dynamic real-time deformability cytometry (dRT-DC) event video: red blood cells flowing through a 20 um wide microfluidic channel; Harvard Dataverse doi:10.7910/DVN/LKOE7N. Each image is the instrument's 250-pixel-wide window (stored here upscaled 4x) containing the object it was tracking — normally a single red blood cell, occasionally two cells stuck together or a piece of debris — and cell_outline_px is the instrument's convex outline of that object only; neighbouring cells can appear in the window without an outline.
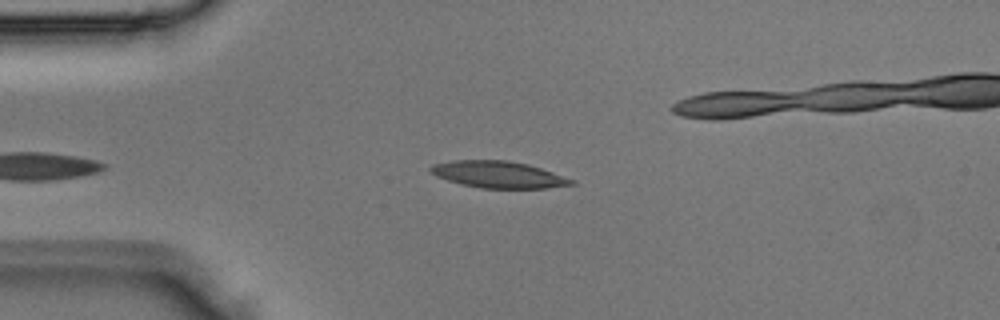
{"species": "Egyptian fruit bat (a non-hibernating species)", "species_latin": "Rousettus aegyptiacus", "temperature_condition": "room temperature", "stored_images_in_passage": 6, "camera_frame_rate_fps": 3000, "um_per_image_px": 0.085, "animal": {"sex": "male"}, "frame": {"image": 1, "passage_image": 3, "time_ms": 0.667, "image_size_px": [1000, 320], "cell_outline_px": [[576, 184], [544, 188], [480, 188], [460, 184], [436, 176], [428, 168], [432, 164], [452, 160], [508, 160], [528, 164], [576, 180]], "centroid_in_image_um": [42.36, 14.83], "position_along_channel_um": 42.6, "area_um2": 21.96}}
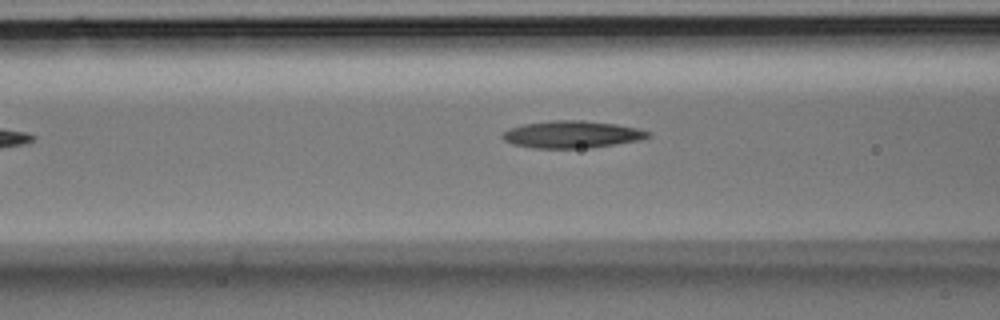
{"frame": {"image": 2, "passage_image": 6, "time_ms": 1.667, "image_size_px": [1000, 320], "cell_outline_px": [[652, 136], [640, 140], [592, 148], [532, 148], [512, 144], [504, 140], [500, 136], [508, 128], [524, 124], [552, 120], [584, 120], [616, 124], [636, 128], [648, 132]], "centroid_in_image_um": [48.59, 11.43], "position_along_channel_um": 118.0, "area_um2": 23.18}}